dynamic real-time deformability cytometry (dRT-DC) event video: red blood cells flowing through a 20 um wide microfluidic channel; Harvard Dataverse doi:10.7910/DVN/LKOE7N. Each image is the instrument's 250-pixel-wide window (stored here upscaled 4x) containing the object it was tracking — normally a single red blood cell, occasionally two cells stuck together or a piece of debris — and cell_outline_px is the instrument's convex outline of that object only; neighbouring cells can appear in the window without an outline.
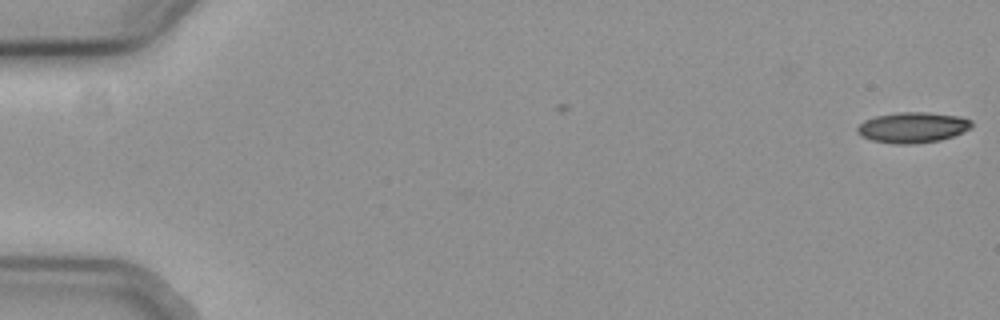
{"species": "common noctule bat (a hibernating species)", "species_latin": "Nyctalus noctula", "temperature_condition": "cold", "stored_images_in_passage": 7, "camera_frame_rate_fps": 3000, "um_per_image_px": 0.085, "animal": {"sex": "female", "body_mass_g": 19.3, "forearm_length_mm": 54.1}, "frame": {"image": 1, "passage_image": 1, "time_ms": 0.0, "image_size_px": [1000, 320], "cell_outline_px": [[972, 128], [952, 136], [940, 140], [912, 144], [892, 144], [872, 140], [860, 136], [856, 132], [856, 128], [864, 120], [876, 116], [900, 112], [924, 112], [960, 116], [972, 120]], "centroid_in_image_um": [77.56, 10.84], "position_along_channel_um": 7.4, "area_um2": 20.46}}